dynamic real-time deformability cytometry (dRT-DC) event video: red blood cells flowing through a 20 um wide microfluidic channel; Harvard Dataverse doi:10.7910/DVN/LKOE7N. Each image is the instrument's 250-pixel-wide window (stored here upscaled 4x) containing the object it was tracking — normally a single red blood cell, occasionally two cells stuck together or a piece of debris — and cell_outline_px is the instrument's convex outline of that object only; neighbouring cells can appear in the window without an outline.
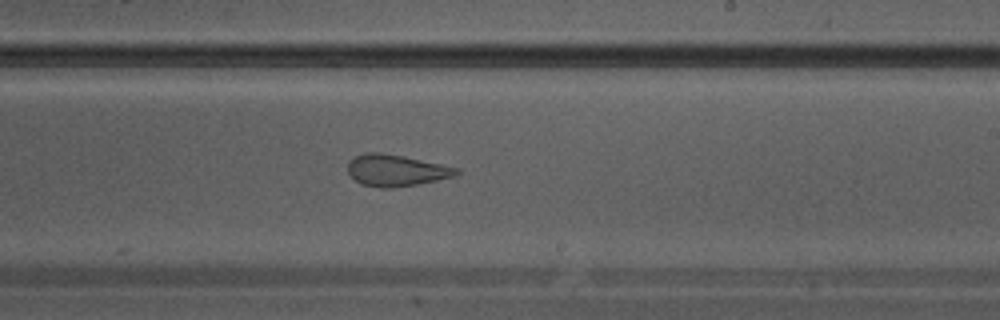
{"species": "Egyptian fruit bat (a non-hibernating species)", "species_latin": "Rousettus aegyptiacus", "temperature_condition": "warm", "stored_images_in_passage": 17, "camera_frame_rate_fps": 3000, "um_per_image_px": 0.085, "animal": {"sex": "male"}, "frame": {"image": 1, "passage_image": 15, "time_ms": 4.667, "image_size_px": [1000, 320], "cell_outline_px": [[460, 172], [456, 176], [416, 184], [392, 188], [380, 188], [360, 184], [348, 172], [348, 160], [364, 152], [380, 152], [460, 168]], "centroid_in_image_um": [33.65, 14.49], "position_along_channel_um": 255.4, "area_um2": 19.83}}